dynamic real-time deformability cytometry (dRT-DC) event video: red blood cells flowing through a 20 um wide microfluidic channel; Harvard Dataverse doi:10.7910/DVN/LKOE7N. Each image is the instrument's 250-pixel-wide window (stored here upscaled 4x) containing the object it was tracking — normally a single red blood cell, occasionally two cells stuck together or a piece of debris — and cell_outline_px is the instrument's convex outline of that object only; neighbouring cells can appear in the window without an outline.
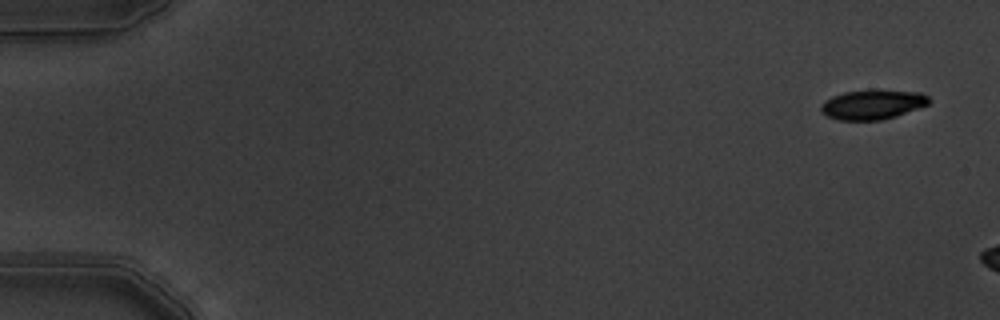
{"species": "common noctule bat (a hibernating species)", "species_latin": "Nyctalus noctula", "temperature_condition": "warm", "stored_images_in_passage": 3, "camera_frame_rate_fps": 3000, "um_per_image_px": 0.085, "animal": {"sex": "male", "body_mass_g": 19.5, "forearm_length_mm": 54.6}, "frame": {"image": 1, "passage_image": 1, "time_ms": 0.0, "image_size_px": [1000, 320], "cell_outline_px": [[932, 100], [928, 104], [896, 116], [880, 120], [840, 120], [828, 116], [820, 112], [820, 104], [824, 100], [832, 96], [844, 92], [920, 92], [928, 96]], "centroid_in_image_um": [74.12, 8.92], "position_along_channel_um": 10.9, "area_um2": 17.98}}